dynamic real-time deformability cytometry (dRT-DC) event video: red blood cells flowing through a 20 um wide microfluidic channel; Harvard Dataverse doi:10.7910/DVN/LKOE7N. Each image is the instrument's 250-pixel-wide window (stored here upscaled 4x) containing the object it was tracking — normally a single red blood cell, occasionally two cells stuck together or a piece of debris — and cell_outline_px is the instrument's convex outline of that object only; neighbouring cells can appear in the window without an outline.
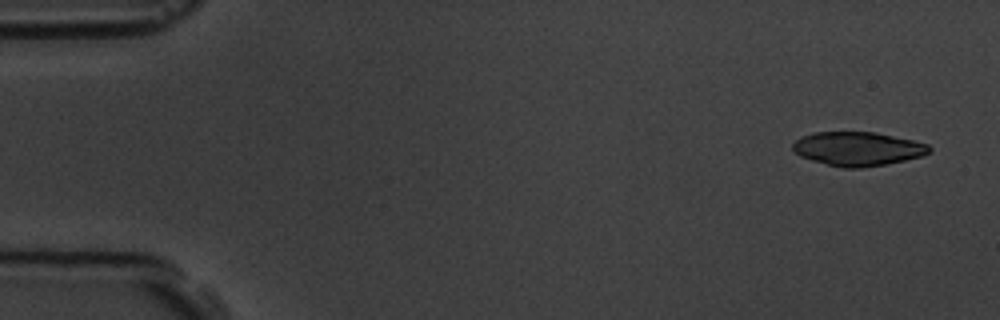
{"species": "common noctule bat (a hibernating species)", "species_latin": "Nyctalus noctula", "temperature_condition": "room temperature", "stored_images_in_passage": 6, "camera_frame_rate_fps": 3000, "um_per_image_px": 0.085, "animal": {"sex": "male", "body_mass_g": 19.5, "forearm_length_mm": 54.6}, "frame": {"image": 1, "passage_image": 1, "time_ms": 0.0, "image_size_px": [1000, 320], "cell_outline_px": [[932, 152], [920, 156], [904, 160], [884, 164], [860, 168], [844, 168], [812, 160], [800, 156], [792, 148], [792, 144], [800, 136], [812, 132], [876, 132], [912, 140], [928, 144], [932, 148]], "centroid_in_image_um": [72.9, 12.63], "position_along_channel_um": 12.1, "area_um2": 26.88}}